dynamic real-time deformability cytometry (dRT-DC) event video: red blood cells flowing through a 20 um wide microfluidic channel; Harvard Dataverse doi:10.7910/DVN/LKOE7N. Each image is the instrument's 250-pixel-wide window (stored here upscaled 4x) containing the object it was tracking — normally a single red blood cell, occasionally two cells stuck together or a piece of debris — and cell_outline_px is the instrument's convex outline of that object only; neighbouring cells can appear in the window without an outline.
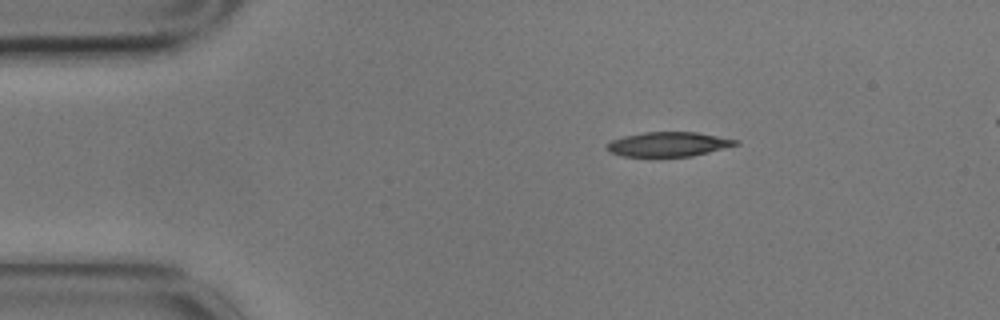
{"species": "common noctule bat (a hibernating species)", "species_latin": "Nyctalus noctula", "temperature_condition": "cold", "stored_images_in_passage": 5, "camera_frame_rate_fps": 3000, "um_per_image_px": 0.085, "animal": {"sex": "male", "body_mass_g": 17.9}, "frame": {"image": 1, "passage_image": 1, "time_ms": 0.0, "image_size_px": [1000, 320], "cell_outline_px": [[740, 144], [692, 156], [620, 156], [608, 152], [604, 148], [612, 140], [624, 136], [644, 132], [696, 132], [740, 140]], "centroid_in_image_um": [56.8, 12.26], "position_along_channel_um": 28.2, "area_um2": 18.38}}